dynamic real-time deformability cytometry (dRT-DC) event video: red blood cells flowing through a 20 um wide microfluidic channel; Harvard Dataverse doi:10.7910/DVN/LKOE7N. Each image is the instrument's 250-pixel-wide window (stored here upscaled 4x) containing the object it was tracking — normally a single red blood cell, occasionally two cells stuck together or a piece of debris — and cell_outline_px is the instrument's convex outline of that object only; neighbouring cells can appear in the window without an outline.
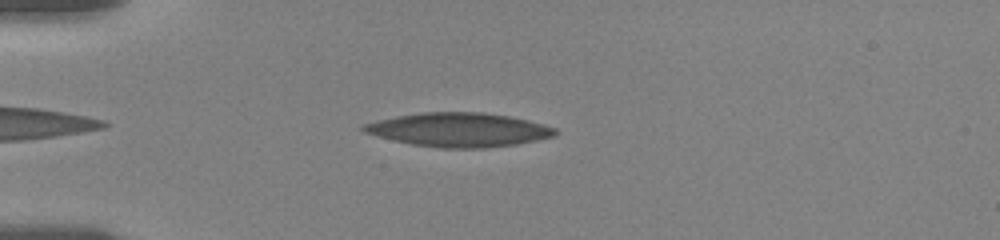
{"species": "human", "species_latin": "Homo sapiens", "temperature_condition": "room temperature", "stored_images_in_passage": 12, "camera_frame_rate_fps": 3000, "um_per_image_px": 0.085, "donor": {"sex": "female"}, "frame": {"image": 1, "passage_image": 2, "time_ms": 0.667, "image_size_px": [1000, 240], "cell_outline_px": [[556, 136], [516, 144], [484, 148], [444, 148], [412, 144], [364, 132], [360, 128], [360, 124], [376, 120], [396, 116], [420, 112], [484, 112], [508, 116], [528, 120], [544, 124], [556, 128]], "centroid_in_image_um": [39.0, 11.02], "position_along_channel_um": 46.0, "area_um2": 37.8}}
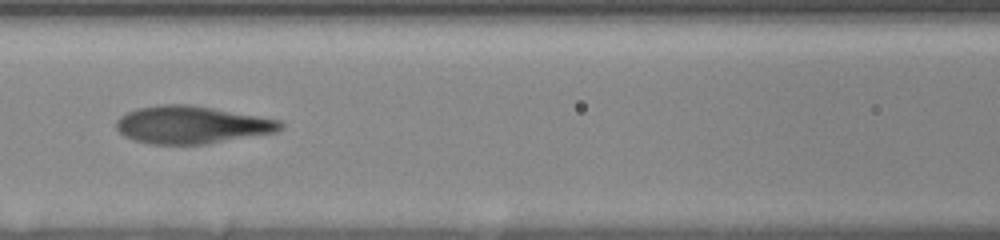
{"frame": {"image": 2, "passage_image": 8, "time_ms": 4.333, "image_size_px": [1000, 240], "cell_outline_px": [[284, 124], [276, 132], [208, 144], [152, 144], [136, 140], [124, 136], [116, 128], [116, 120], [120, 116], [136, 108], [160, 104], [188, 104], [212, 108], [280, 120]], "centroid_in_image_um": [16.27, 10.61], "position_along_channel_um": 150.3, "area_um2": 35.78}}
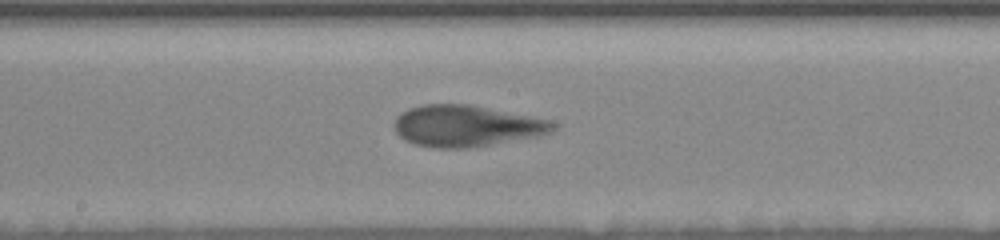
{"frame": {"image": 3, "passage_image": 11, "time_ms": 6.0, "image_size_px": [1000, 240], "cell_outline_px": [[560, 124], [556, 128], [548, 132], [536, 136], [468, 148], [436, 148], [416, 144], [404, 140], [396, 132], [392, 124], [396, 116], [400, 112], [408, 108], [424, 104], [468, 104], [548, 120]], "centroid_in_image_um": [39.56, 10.7], "position_along_channel_um": 208.6, "area_um2": 37.97}}